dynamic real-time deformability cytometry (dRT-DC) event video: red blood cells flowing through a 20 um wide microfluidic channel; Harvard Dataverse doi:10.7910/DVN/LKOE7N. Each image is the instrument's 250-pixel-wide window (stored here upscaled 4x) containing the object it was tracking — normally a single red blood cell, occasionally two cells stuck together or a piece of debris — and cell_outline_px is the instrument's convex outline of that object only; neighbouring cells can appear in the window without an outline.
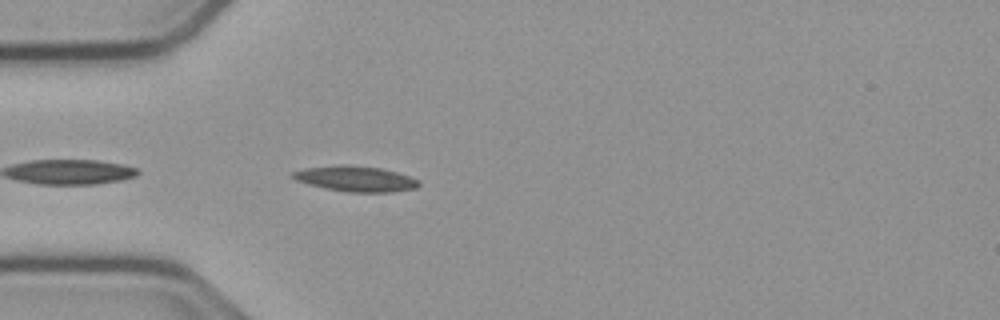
{"species": "common noctule bat (a hibernating species)", "species_latin": "Nyctalus noctula", "temperature_condition": "cold", "stored_images_in_passage": 25, "camera_frame_rate_fps": 3000, "um_per_image_px": 0.085, "animal": {"sex": "male", "body_mass_g": 23.1, "forearm_length_mm": 52.7}, "frame": {"image": 1, "passage_image": 2, "time_ms": 0.333, "image_size_px": [1000, 320], "cell_outline_px": [[420, 184], [416, 188], [392, 192], [348, 192], [308, 184], [296, 180], [292, 176], [292, 172], [304, 168], [344, 164], [380, 168], [396, 172], [420, 180]], "centroid_in_image_um": [30.24, 15.19], "position_along_channel_um": 54.8, "area_um2": 18.55}}
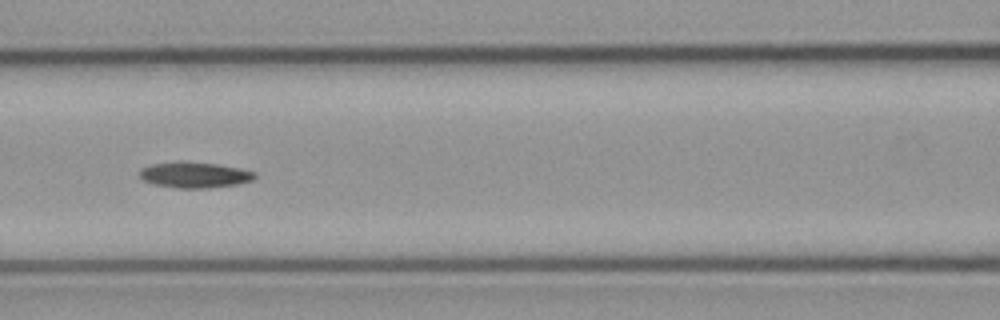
{"frame": {"image": 2, "passage_image": 10, "time_ms": 3.0, "image_size_px": [1000, 320], "cell_outline_px": [[256, 176], [252, 180], [236, 184], [208, 188], [176, 188], [152, 184], [144, 180], [140, 176], [140, 168], [152, 164], [176, 160], [184, 160], [220, 164], [240, 168], [256, 172]], "centroid_in_image_um": [16.52, 14.84], "position_along_channel_um": 150.1, "area_um2": 17.69}}
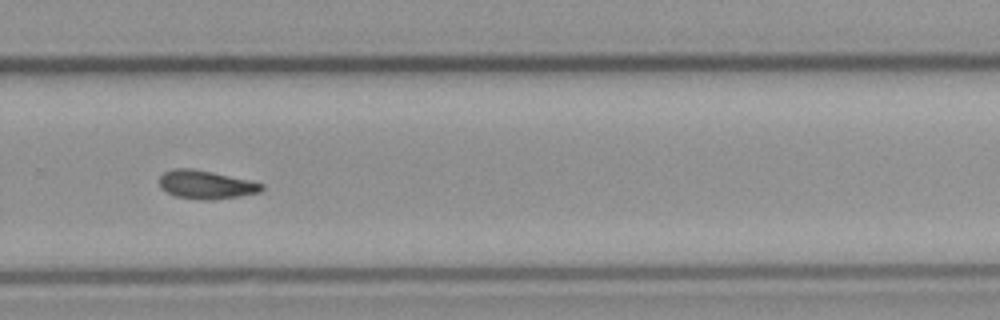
{"frame": {"image": 3, "passage_image": 23, "time_ms": 7.333, "image_size_px": [1000, 320], "cell_outline_px": [[264, 188], [260, 192], [240, 196], [212, 200], [200, 200], [176, 196], [168, 192], [160, 184], [160, 176], [164, 172], [176, 168], [192, 168], [212, 172], [264, 184]], "centroid_in_image_um": [17.52, 15.7], "position_along_channel_um": 312.3, "area_um2": 16.7}}